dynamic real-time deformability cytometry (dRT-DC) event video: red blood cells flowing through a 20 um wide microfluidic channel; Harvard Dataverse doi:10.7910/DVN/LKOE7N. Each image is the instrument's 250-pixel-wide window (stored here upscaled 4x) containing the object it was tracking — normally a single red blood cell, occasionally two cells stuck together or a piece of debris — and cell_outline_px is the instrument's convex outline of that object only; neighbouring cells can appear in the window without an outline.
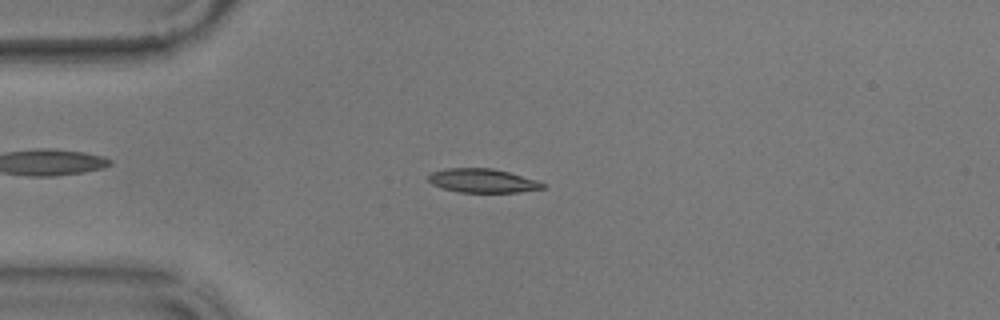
{"species": "common noctule bat (a hibernating species)", "species_latin": "Nyctalus noctula", "temperature_condition": "warm", "stored_images_in_passage": 56, "camera_frame_rate_fps": 3000, "um_per_image_px": 0.085, "animal": {"sex": "male", "body_mass_g": 17.9}, "frame": {"image": 1, "passage_image": 14, "time_ms": 4.333, "image_size_px": [1000, 320], "cell_outline_px": [[544, 188], [520, 192], [460, 192], [444, 188], [432, 184], [428, 180], [428, 176], [432, 172], [444, 168], [492, 168], [508, 172], [536, 180], [544, 184]], "centroid_in_image_um": [40.99, 15.35], "position_along_channel_um": 44.0, "area_um2": 15.72}}
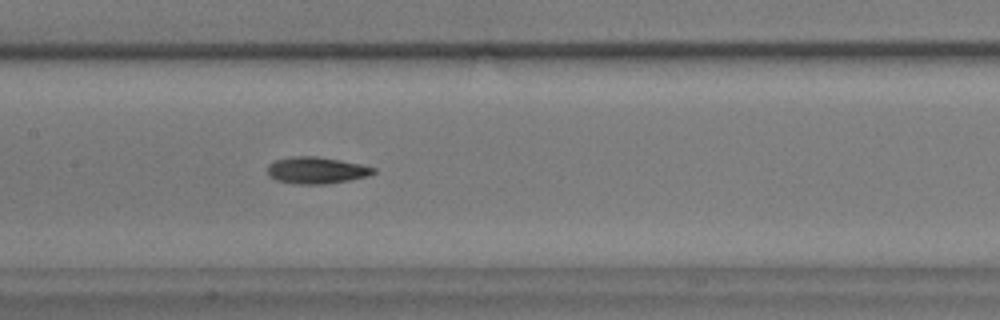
{"frame": {"image": 2, "passage_image": 27, "time_ms": 8.667, "image_size_px": [1000, 320], "cell_outline_px": [[376, 172], [368, 176], [328, 184], [300, 184], [276, 180], [268, 176], [268, 164], [276, 160], [292, 156], [316, 156], [340, 160], [360, 164], [376, 168]], "centroid_in_image_um": [26.9, 14.47], "position_along_channel_um": 180.5, "area_um2": 16.47}}
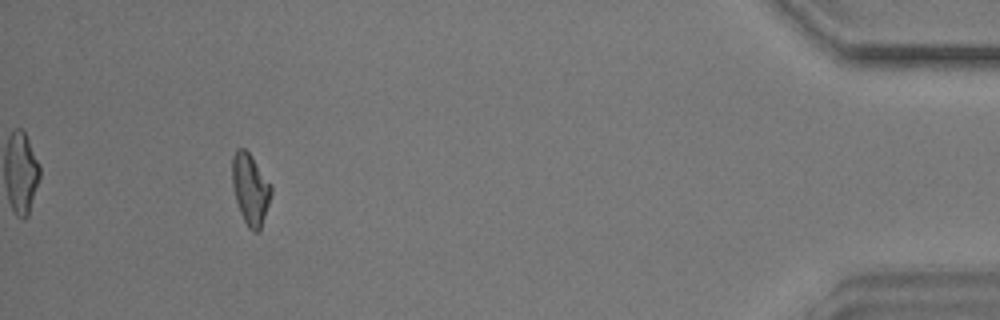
{"frame": {"image": 3, "passage_image": 52, "time_ms": 17.0, "image_size_px": [1000, 320], "cell_outline_px": [[272, 192], [260, 232], [252, 232], [248, 228], [240, 212], [236, 200], [232, 184], [232, 156], [236, 148], [244, 148], [252, 156], [272, 188]], "centroid_in_image_um": [21.26, 16.09], "position_along_channel_um": 413.9, "area_um2": 16.07}, "authors_computed_cell_mechanics": {"area_um2": 16.0106, "velocity_mm_per_s": 3.5757, "shape_relaxation_time_tau1_ms": 5.0883, "shape_relaxation_time_tau2_ms": 4.4264, "deformation_change_tau1": 0.1464, "deformation_change_tau2": 0.1118}}